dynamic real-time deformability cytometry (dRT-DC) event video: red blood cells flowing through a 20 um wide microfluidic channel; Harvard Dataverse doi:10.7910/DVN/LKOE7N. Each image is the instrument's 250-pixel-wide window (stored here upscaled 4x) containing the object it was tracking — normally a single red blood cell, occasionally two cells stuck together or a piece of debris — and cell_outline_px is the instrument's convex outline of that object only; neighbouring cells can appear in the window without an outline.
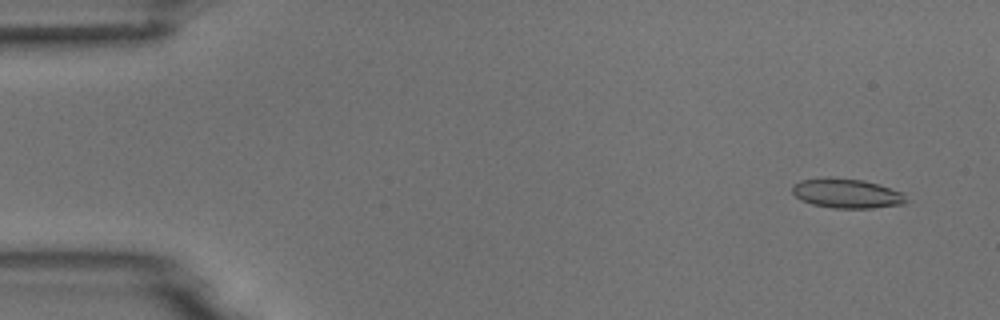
{"species": "common noctule bat (a hibernating species)", "species_latin": "Nyctalus noctula", "temperature_condition": "room temperature", "stored_images_in_passage": 7, "camera_frame_rate_fps": 3000, "um_per_image_px": 0.085, "animal": {"sex": "male", "body_mass_g": 18.8}, "frame": {"image": 1, "passage_image": 2, "time_ms": 1.0, "image_size_px": [1000, 320], "cell_outline_px": [[908, 200], [904, 204], [872, 208], [832, 208], [812, 204], [800, 200], [792, 192], [792, 184], [800, 180], [864, 180], [904, 192]], "centroid_in_image_um": [72.03, 16.49], "position_along_channel_um": 13.0, "area_um2": 19.02}}
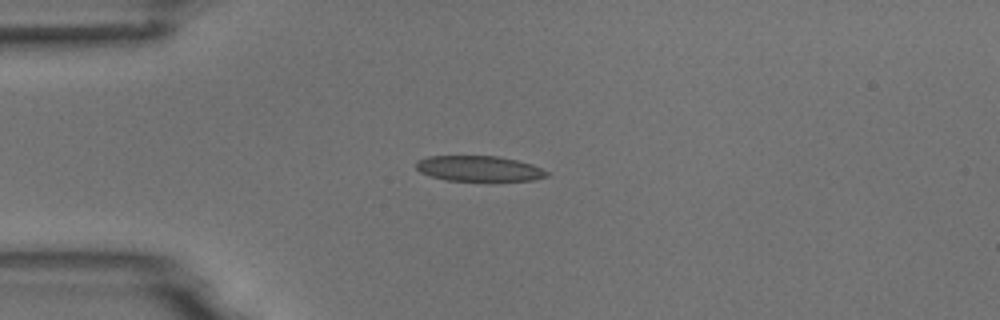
{"frame": {"image": 2, "passage_image": 5, "time_ms": 4.333, "image_size_px": [1000, 320], "cell_outline_px": [[548, 176], [532, 180], [444, 180], [428, 176], [420, 172], [416, 168], [416, 160], [428, 156], [496, 156], [516, 160], [532, 164], [548, 172]], "centroid_in_image_um": [40.65, 14.32], "position_along_channel_um": 44.4, "area_um2": 19.25}}
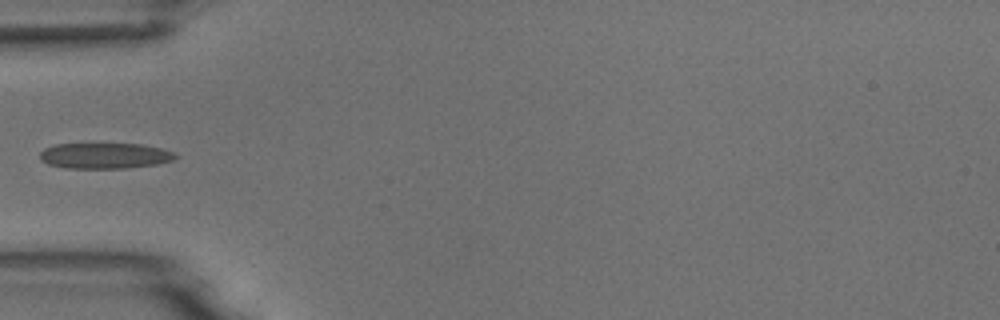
{"frame": {"image": 3, "passage_image": 6, "time_ms": 5.667, "image_size_px": [1000, 320], "cell_outline_px": [[180, 156], [172, 160], [156, 164], [124, 168], [68, 168], [48, 164], [40, 160], [40, 152], [44, 148], [56, 144], [140, 144], [160, 148], [172, 152]], "centroid_in_image_um": [8.88, 13.23], "position_along_channel_um": 76.1, "area_um2": 20.17}}